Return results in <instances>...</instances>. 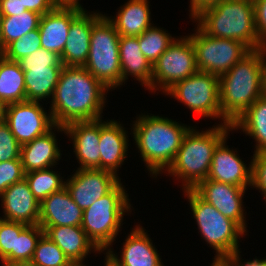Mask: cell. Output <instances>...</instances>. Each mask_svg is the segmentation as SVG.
Returning <instances> with one entry per match:
<instances>
[{
    "label": "cell",
    "instance_id": "ac0fdd59",
    "mask_svg": "<svg viewBox=\"0 0 266 266\" xmlns=\"http://www.w3.org/2000/svg\"><path fill=\"white\" fill-rule=\"evenodd\" d=\"M103 16L99 12L83 10L69 27V34L60 56L64 66L83 67L90 50L92 26Z\"/></svg>",
    "mask_w": 266,
    "mask_h": 266
},
{
    "label": "cell",
    "instance_id": "3957f363",
    "mask_svg": "<svg viewBox=\"0 0 266 266\" xmlns=\"http://www.w3.org/2000/svg\"><path fill=\"white\" fill-rule=\"evenodd\" d=\"M231 131L232 125L221 123L204 131L191 127L184 135L174 161L164 173L182 181V190L193 189L199 182L207 179L213 152Z\"/></svg>",
    "mask_w": 266,
    "mask_h": 266
},
{
    "label": "cell",
    "instance_id": "f907efd6",
    "mask_svg": "<svg viewBox=\"0 0 266 266\" xmlns=\"http://www.w3.org/2000/svg\"><path fill=\"white\" fill-rule=\"evenodd\" d=\"M210 266H224L221 262H212Z\"/></svg>",
    "mask_w": 266,
    "mask_h": 266
},
{
    "label": "cell",
    "instance_id": "7c38bea8",
    "mask_svg": "<svg viewBox=\"0 0 266 266\" xmlns=\"http://www.w3.org/2000/svg\"><path fill=\"white\" fill-rule=\"evenodd\" d=\"M42 105L40 102L24 101L4 106L3 121L20 145L46 134L55 126L51 112L44 110Z\"/></svg>",
    "mask_w": 266,
    "mask_h": 266
},
{
    "label": "cell",
    "instance_id": "8992f818",
    "mask_svg": "<svg viewBox=\"0 0 266 266\" xmlns=\"http://www.w3.org/2000/svg\"><path fill=\"white\" fill-rule=\"evenodd\" d=\"M126 192L120 181L108 194L83 211L81 227L102 253L111 248L121 231L124 215L133 210Z\"/></svg>",
    "mask_w": 266,
    "mask_h": 266
},
{
    "label": "cell",
    "instance_id": "836d02e7",
    "mask_svg": "<svg viewBox=\"0 0 266 266\" xmlns=\"http://www.w3.org/2000/svg\"><path fill=\"white\" fill-rule=\"evenodd\" d=\"M31 261L38 266H71L61 248L43 234L35 248Z\"/></svg>",
    "mask_w": 266,
    "mask_h": 266
},
{
    "label": "cell",
    "instance_id": "ee69618b",
    "mask_svg": "<svg viewBox=\"0 0 266 266\" xmlns=\"http://www.w3.org/2000/svg\"><path fill=\"white\" fill-rule=\"evenodd\" d=\"M241 251L239 250L237 253L228 257L221 261L224 266H266V258L265 259H257L256 257L253 260H249L247 262H241Z\"/></svg>",
    "mask_w": 266,
    "mask_h": 266
},
{
    "label": "cell",
    "instance_id": "d4e9b609",
    "mask_svg": "<svg viewBox=\"0 0 266 266\" xmlns=\"http://www.w3.org/2000/svg\"><path fill=\"white\" fill-rule=\"evenodd\" d=\"M119 55L121 66V86L132 76L145 88L151 86L153 65L141 52L138 37L120 36Z\"/></svg>",
    "mask_w": 266,
    "mask_h": 266
},
{
    "label": "cell",
    "instance_id": "2e32d148",
    "mask_svg": "<svg viewBox=\"0 0 266 266\" xmlns=\"http://www.w3.org/2000/svg\"><path fill=\"white\" fill-rule=\"evenodd\" d=\"M226 135L216 146L210 171L207 179L235 185L243 188H251L252 185V161L247 164L237 154L236 149H230L227 145ZM236 152V153H235Z\"/></svg>",
    "mask_w": 266,
    "mask_h": 266
},
{
    "label": "cell",
    "instance_id": "db71d44e",
    "mask_svg": "<svg viewBox=\"0 0 266 266\" xmlns=\"http://www.w3.org/2000/svg\"><path fill=\"white\" fill-rule=\"evenodd\" d=\"M3 121V114L0 113V123Z\"/></svg>",
    "mask_w": 266,
    "mask_h": 266
},
{
    "label": "cell",
    "instance_id": "5bb4252c",
    "mask_svg": "<svg viewBox=\"0 0 266 266\" xmlns=\"http://www.w3.org/2000/svg\"><path fill=\"white\" fill-rule=\"evenodd\" d=\"M193 190L225 217L235 221L247 234L243 198L248 188L205 179L199 182Z\"/></svg>",
    "mask_w": 266,
    "mask_h": 266
},
{
    "label": "cell",
    "instance_id": "816d5d0a",
    "mask_svg": "<svg viewBox=\"0 0 266 266\" xmlns=\"http://www.w3.org/2000/svg\"><path fill=\"white\" fill-rule=\"evenodd\" d=\"M104 266H114L112 263H110L106 258L104 259Z\"/></svg>",
    "mask_w": 266,
    "mask_h": 266
},
{
    "label": "cell",
    "instance_id": "4316f807",
    "mask_svg": "<svg viewBox=\"0 0 266 266\" xmlns=\"http://www.w3.org/2000/svg\"><path fill=\"white\" fill-rule=\"evenodd\" d=\"M232 131L241 130L255 140L256 153H266V95L259 97L232 124Z\"/></svg>",
    "mask_w": 266,
    "mask_h": 266
},
{
    "label": "cell",
    "instance_id": "4fadbf2b",
    "mask_svg": "<svg viewBox=\"0 0 266 266\" xmlns=\"http://www.w3.org/2000/svg\"><path fill=\"white\" fill-rule=\"evenodd\" d=\"M110 171L102 169H78L65 181L73 201L83 211L108 194L119 182Z\"/></svg>",
    "mask_w": 266,
    "mask_h": 266
},
{
    "label": "cell",
    "instance_id": "8d00e7d4",
    "mask_svg": "<svg viewBox=\"0 0 266 266\" xmlns=\"http://www.w3.org/2000/svg\"><path fill=\"white\" fill-rule=\"evenodd\" d=\"M27 226L22 222L7 221L0 218V261L15 250L16 235Z\"/></svg>",
    "mask_w": 266,
    "mask_h": 266
},
{
    "label": "cell",
    "instance_id": "ab89813d",
    "mask_svg": "<svg viewBox=\"0 0 266 266\" xmlns=\"http://www.w3.org/2000/svg\"><path fill=\"white\" fill-rule=\"evenodd\" d=\"M252 185L259 190L266 202V153L253 154L252 159Z\"/></svg>",
    "mask_w": 266,
    "mask_h": 266
},
{
    "label": "cell",
    "instance_id": "277c9868",
    "mask_svg": "<svg viewBox=\"0 0 266 266\" xmlns=\"http://www.w3.org/2000/svg\"><path fill=\"white\" fill-rule=\"evenodd\" d=\"M262 95V61L260 52L256 49L251 50L219 77L223 125H231Z\"/></svg>",
    "mask_w": 266,
    "mask_h": 266
},
{
    "label": "cell",
    "instance_id": "d590c367",
    "mask_svg": "<svg viewBox=\"0 0 266 266\" xmlns=\"http://www.w3.org/2000/svg\"><path fill=\"white\" fill-rule=\"evenodd\" d=\"M18 62L23 71H30V68L64 67L58 54L44 48L32 52Z\"/></svg>",
    "mask_w": 266,
    "mask_h": 266
},
{
    "label": "cell",
    "instance_id": "bcb514c9",
    "mask_svg": "<svg viewBox=\"0 0 266 266\" xmlns=\"http://www.w3.org/2000/svg\"><path fill=\"white\" fill-rule=\"evenodd\" d=\"M262 61L263 92L266 95V44L258 48Z\"/></svg>",
    "mask_w": 266,
    "mask_h": 266
},
{
    "label": "cell",
    "instance_id": "603a6c76",
    "mask_svg": "<svg viewBox=\"0 0 266 266\" xmlns=\"http://www.w3.org/2000/svg\"><path fill=\"white\" fill-rule=\"evenodd\" d=\"M83 210L73 201L66 187L40 203L39 226H81Z\"/></svg>",
    "mask_w": 266,
    "mask_h": 266
},
{
    "label": "cell",
    "instance_id": "44dd1931",
    "mask_svg": "<svg viewBox=\"0 0 266 266\" xmlns=\"http://www.w3.org/2000/svg\"><path fill=\"white\" fill-rule=\"evenodd\" d=\"M84 10L77 6H56L41 16L39 33L41 48L61 56L69 34L71 22Z\"/></svg>",
    "mask_w": 266,
    "mask_h": 266
},
{
    "label": "cell",
    "instance_id": "60d3db41",
    "mask_svg": "<svg viewBox=\"0 0 266 266\" xmlns=\"http://www.w3.org/2000/svg\"><path fill=\"white\" fill-rule=\"evenodd\" d=\"M255 28L262 45L266 44V0H253Z\"/></svg>",
    "mask_w": 266,
    "mask_h": 266
},
{
    "label": "cell",
    "instance_id": "11a10c76",
    "mask_svg": "<svg viewBox=\"0 0 266 266\" xmlns=\"http://www.w3.org/2000/svg\"><path fill=\"white\" fill-rule=\"evenodd\" d=\"M71 266H82V265H79V264H72Z\"/></svg>",
    "mask_w": 266,
    "mask_h": 266
},
{
    "label": "cell",
    "instance_id": "c3c4849f",
    "mask_svg": "<svg viewBox=\"0 0 266 266\" xmlns=\"http://www.w3.org/2000/svg\"><path fill=\"white\" fill-rule=\"evenodd\" d=\"M2 266H38L34 264L32 261H21V262H5L1 261Z\"/></svg>",
    "mask_w": 266,
    "mask_h": 266
},
{
    "label": "cell",
    "instance_id": "f35d334b",
    "mask_svg": "<svg viewBox=\"0 0 266 266\" xmlns=\"http://www.w3.org/2000/svg\"><path fill=\"white\" fill-rule=\"evenodd\" d=\"M25 178L21 159L0 162V195L11 185Z\"/></svg>",
    "mask_w": 266,
    "mask_h": 266
},
{
    "label": "cell",
    "instance_id": "30bf717a",
    "mask_svg": "<svg viewBox=\"0 0 266 266\" xmlns=\"http://www.w3.org/2000/svg\"><path fill=\"white\" fill-rule=\"evenodd\" d=\"M187 36L195 49L198 70L218 77L227 73L251 51L237 40L209 36L198 26L194 33Z\"/></svg>",
    "mask_w": 266,
    "mask_h": 266
},
{
    "label": "cell",
    "instance_id": "1f68e13d",
    "mask_svg": "<svg viewBox=\"0 0 266 266\" xmlns=\"http://www.w3.org/2000/svg\"><path fill=\"white\" fill-rule=\"evenodd\" d=\"M154 25L153 23L151 27L138 36L141 52L152 65L176 39V36L172 37L163 27L160 28Z\"/></svg>",
    "mask_w": 266,
    "mask_h": 266
},
{
    "label": "cell",
    "instance_id": "5b68a950",
    "mask_svg": "<svg viewBox=\"0 0 266 266\" xmlns=\"http://www.w3.org/2000/svg\"><path fill=\"white\" fill-rule=\"evenodd\" d=\"M192 22L209 36L237 40L250 50L262 45L255 28L253 0H223L203 9Z\"/></svg>",
    "mask_w": 266,
    "mask_h": 266
},
{
    "label": "cell",
    "instance_id": "7a4b0ae2",
    "mask_svg": "<svg viewBox=\"0 0 266 266\" xmlns=\"http://www.w3.org/2000/svg\"><path fill=\"white\" fill-rule=\"evenodd\" d=\"M131 127L134 143L151 177L158 178L175 159L184 135L191 126L168 117L139 114Z\"/></svg>",
    "mask_w": 266,
    "mask_h": 266
},
{
    "label": "cell",
    "instance_id": "6da1fadb",
    "mask_svg": "<svg viewBox=\"0 0 266 266\" xmlns=\"http://www.w3.org/2000/svg\"><path fill=\"white\" fill-rule=\"evenodd\" d=\"M109 91L86 68L64 66L49 106L55 125L103 118Z\"/></svg>",
    "mask_w": 266,
    "mask_h": 266
},
{
    "label": "cell",
    "instance_id": "ffe728a7",
    "mask_svg": "<svg viewBox=\"0 0 266 266\" xmlns=\"http://www.w3.org/2000/svg\"><path fill=\"white\" fill-rule=\"evenodd\" d=\"M123 126L120 121L100 118V169L110 171L117 177L130 146L128 132Z\"/></svg>",
    "mask_w": 266,
    "mask_h": 266
},
{
    "label": "cell",
    "instance_id": "cb8c5ba5",
    "mask_svg": "<svg viewBox=\"0 0 266 266\" xmlns=\"http://www.w3.org/2000/svg\"><path fill=\"white\" fill-rule=\"evenodd\" d=\"M54 243H56L72 264L86 266L84 260L91 252L101 254L102 252L88 238L81 226H55L41 227Z\"/></svg>",
    "mask_w": 266,
    "mask_h": 266
},
{
    "label": "cell",
    "instance_id": "9c48e42d",
    "mask_svg": "<svg viewBox=\"0 0 266 266\" xmlns=\"http://www.w3.org/2000/svg\"><path fill=\"white\" fill-rule=\"evenodd\" d=\"M164 94L186 105L187 109L189 108L197 116L219 119L223 124L218 76L198 71L175 83Z\"/></svg>",
    "mask_w": 266,
    "mask_h": 266
},
{
    "label": "cell",
    "instance_id": "f1b7e54d",
    "mask_svg": "<svg viewBox=\"0 0 266 266\" xmlns=\"http://www.w3.org/2000/svg\"><path fill=\"white\" fill-rule=\"evenodd\" d=\"M62 69L63 67H48L24 71L26 101L51 100Z\"/></svg>",
    "mask_w": 266,
    "mask_h": 266
},
{
    "label": "cell",
    "instance_id": "7dc6e473",
    "mask_svg": "<svg viewBox=\"0 0 266 266\" xmlns=\"http://www.w3.org/2000/svg\"><path fill=\"white\" fill-rule=\"evenodd\" d=\"M80 0H53V2L57 5V6H77V7H81L84 8L80 2Z\"/></svg>",
    "mask_w": 266,
    "mask_h": 266
},
{
    "label": "cell",
    "instance_id": "4dcf8cb0",
    "mask_svg": "<svg viewBox=\"0 0 266 266\" xmlns=\"http://www.w3.org/2000/svg\"><path fill=\"white\" fill-rule=\"evenodd\" d=\"M54 167L25 173L30 190L39 203L54 192L65 187V180L60 172L53 171ZM63 178V179H62Z\"/></svg>",
    "mask_w": 266,
    "mask_h": 266
},
{
    "label": "cell",
    "instance_id": "681fc988",
    "mask_svg": "<svg viewBox=\"0 0 266 266\" xmlns=\"http://www.w3.org/2000/svg\"><path fill=\"white\" fill-rule=\"evenodd\" d=\"M1 31H2V15L0 14V55L3 54L4 52V47H3V42H2V37H1Z\"/></svg>",
    "mask_w": 266,
    "mask_h": 266
},
{
    "label": "cell",
    "instance_id": "52a82bcc",
    "mask_svg": "<svg viewBox=\"0 0 266 266\" xmlns=\"http://www.w3.org/2000/svg\"><path fill=\"white\" fill-rule=\"evenodd\" d=\"M183 192L201 237L215 250L213 262H221L237 253L240 250V237L247 235L246 232L235 221L203 200L193 189H185Z\"/></svg>",
    "mask_w": 266,
    "mask_h": 266
},
{
    "label": "cell",
    "instance_id": "ba28073f",
    "mask_svg": "<svg viewBox=\"0 0 266 266\" xmlns=\"http://www.w3.org/2000/svg\"><path fill=\"white\" fill-rule=\"evenodd\" d=\"M119 37L104 14L92 26L89 56L83 66L109 90L121 87Z\"/></svg>",
    "mask_w": 266,
    "mask_h": 266
},
{
    "label": "cell",
    "instance_id": "e0dca14e",
    "mask_svg": "<svg viewBox=\"0 0 266 266\" xmlns=\"http://www.w3.org/2000/svg\"><path fill=\"white\" fill-rule=\"evenodd\" d=\"M78 159V169H100V119L77 121L65 126Z\"/></svg>",
    "mask_w": 266,
    "mask_h": 266
},
{
    "label": "cell",
    "instance_id": "9a60e30c",
    "mask_svg": "<svg viewBox=\"0 0 266 266\" xmlns=\"http://www.w3.org/2000/svg\"><path fill=\"white\" fill-rule=\"evenodd\" d=\"M149 236L145 228L136 225L125 238L120 257L109 248L104 258L114 266H164Z\"/></svg>",
    "mask_w": 266,
    "mask_h": 266
},
{
    "label": "cell",
    "instance_id": "7bdbcfd3",
    "mask_svg": "<svg viewBox=\"0 0 266 266\" xmlns=\"http://www.w3.org/2000/svg\"><path fill=\"white\" fill-rule=\"evenodd\" d=\"M25 11L22 0H0V14L2 16L19 15Z\"/></svg>",
    "mask_w": 266,
    "mask_h": 266
},
{
    "label": "cell",
    "instance_id": "f546056e",
    "mask_svg": "<svg viewBox=\"0 0 266 266\" xmlns=\"http://www.w3.org/2000/svg\"><path fill=\"white\" fill-rule=\"evenodd\" d=\"M41 16L42 15L30 10H26L22 14L19 13V15L2 16L1 37L3 47L5 48L12 41L39 28Z\"/></svg>",
    "mask_w": 266,
    "mask_h": 266
},
{
    "label": "cell",
    "instance_id": "83f0119b",
    "mask_svg": "<svg viewBox=\"0 0 266 266\" xmlns=\"http://www.w3.org/2000/svg\"><path fill=\"white\" fill-rule=\"evenodd\" d=\"M26 101L25 77L19 62L0 55V102L3 106Z\"/></svg>",
    "mask_w": 266,
    "mask_h": 266
},
{
    "label": "cell",
    "instance_id": "e575fe53",
    "mask_svg": "<svg viewBox=\"0 0 266 266\" xmlns=\"http://www.w3.org/2000/svg\"><path fill=\"white\" fill-rule=\"evenodd\" d=\"M41 48L39 29H34L17 40L9 43L3 52V56L11 61H19L32 52Z\"/></svg>",
    "mask_w": 266,
    "mask_h": 266
},
{
    "label": "cell",
    "instance_id": "f5cc1de1",
    "mask_svg": "<svg viewBox=\"0 0 266 266\" xmlns=\"http://www.w3.org/2000/svg\"><path fill=\"white\" fill-rule=\"evenodd\" d=\"M3 109H4V106L1 104V102H0V113H2L3 112Z\"/></svg>",
    "mask_w": 266,
    "mask_h": 266
},
{
    "label": "cell",
    "instance_id": "74e56055",
    "mask_svg": "<svg viewBox=\"0 0 266 266\" xmlns=\"http://www.w3.org/2000/svg\"><path fill=\"white\" fill-rule=\"evenodd\" d=\"M20 148L21 145L8 125L2 121L0 123V162L20 159Z\"/></svg>",
    "mask_w": 266,
    "mask_h": 266
},
{
    "label": "cell",
    "instance_id": "484cf974",
    "mask_svg": "<svg viewBox=\"0 0 266 266\" xmlns=\"http://www.w3.org/2000/svg\"><path fill=\"white\" fill-rule=\"evenodd\" d=\"M149 0H128L118 8L115 16L107 19L113 24L120 36L138 37L151 27Z\"/></svg>",
    "mask_w": 266,
    "mask_h": 266
},
{
    "label": "cell",
    "instance_id": "8fae6325",
    "mask_svg": "<svg viewBox=\"0 0 266 266\" xmlns=\"http://www.w3.org/2000/svg\"><path fill=\"white\" fill-rule=\"evenodd\" d=\"M195 49L188 36L174 40L153 65L150 92L163 94L178 81L197 73Z\"/></svg>",
    "mask_w": 266,
    "mask_h": 266
},
{
    "label": "cell",
    "instance_id": "f6af8a7d",
    "mask_svg": "<svg viewBox=\"0 0 266 266\" xmlns=\"http://www.w3.org/2000/svg\"><path fill=\"white\" fill-rule=\"evenodd\" d=\"M223 0H190L189 5V17L193 19L198 13H200L203 9L216 5L218 2Z\"/></svg>",
    "mask_w": 266,
    "mask_h": 266
},
{
    "label": "cell",
    "instance_id": "b9f144b4",
    "mask_svg": "<svg viewBox=\"0 0 266 266\" xmlns=\"http://www.w3.org/2000/svg\"><path fill=\"white\" fill-rule=\"evenodd\" d=\"M23 8L44 15L52 11L57 5L53 0H22Z\"/></svg>",
    "mask_w": 266,
    "mask_h": 266
},
{
    "label": "cell",
    "instance_id": "d6a6232c",
    "mask_svg": "<svg viewBox=\"0 0 266 266\" xmlns=\"http://www.w3.org/2000/svg\"><path fill=\"white\" fill-rule=\"evenodd\" d=\"M44 230L39 225H27L16 235L15 250H12L2 261H31L36 245Z\"/></svg>",
    "mask_w": 266,
    "mask_h": 266
},
{
    "label": "cell",
    "instance_id": "d6986e66",
    "mask_svg": "<svg viewBox=\"0 0 266 266\" xmlns=\"http://www.w3.org/2000/svg\"><path fill=\"white\" fill-rule=\"evenodd\" d=\"M0 199L4 213L3 217L0 216L1 219L27 225L39 224L40 203L25 178L8 187L0 195Z\"/></svg>",
    "mask_w": 266,
    "mask_h": 266
},
{
    "label": "cell",
    "instance_id": "7402d4cb",
    "mask_svg": "<svg viewBox=\"0 0 266 266\" xmlns=\"http://www.w3.org/2000/svg\"><path fill=\"white\" fill-rule=\"evenodd\" d=\"M55 131L58 133L64 132V134L66 132L64 126L55 125L46 134L21 145L20 159L25 173L58 165L57 163H59L62 153L58 147Z\"/></svg>",
    "mask_w": 266,
    "mask_h": 266
}]
</instances>
